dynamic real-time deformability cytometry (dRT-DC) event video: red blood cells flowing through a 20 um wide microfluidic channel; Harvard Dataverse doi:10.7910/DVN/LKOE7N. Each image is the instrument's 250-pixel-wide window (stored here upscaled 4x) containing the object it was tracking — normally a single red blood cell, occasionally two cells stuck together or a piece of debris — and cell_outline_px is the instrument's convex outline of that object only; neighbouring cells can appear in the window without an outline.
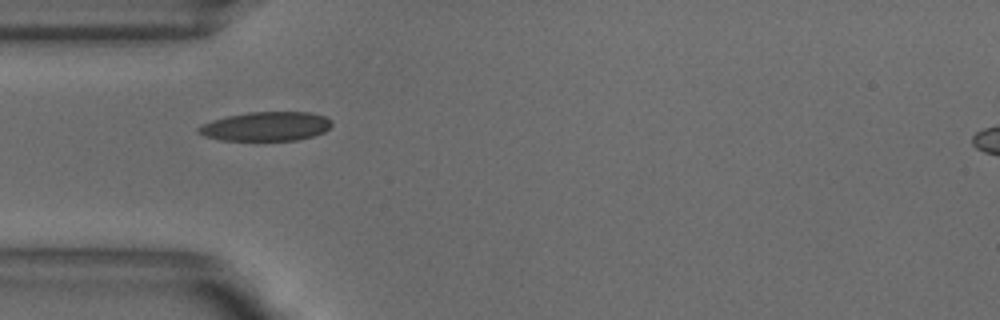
{"species": "common noctule bat (a hibernating species)", "species_latin": "Nyctalus noctula", "temperature_condition": "warm", "stored_images_in_passage": 6, "camera_frame_rate_fps": 3000, "um_per_image_px": 0.085, "animal": {"sex": "male", "body_mass_g": 18.8}, "frame": {"image": 1, "passage_image": 1, "time_ms": 0.0, "image_size_px": [1000, 320], "cell_outline_px": [[332, 124], [324, 132], [312, 136], [296, 140], [220, 140], [204, 136], [196, 132], [196, 128], [200, 124], [212, 120], [228, 116], [248, 112], [312, 112], [324, 116], [332, 120]], "centroid_in_image_um": [22.58, 10.74], "position_along_channel_um": 62.4, "area_um2": 22.72}}